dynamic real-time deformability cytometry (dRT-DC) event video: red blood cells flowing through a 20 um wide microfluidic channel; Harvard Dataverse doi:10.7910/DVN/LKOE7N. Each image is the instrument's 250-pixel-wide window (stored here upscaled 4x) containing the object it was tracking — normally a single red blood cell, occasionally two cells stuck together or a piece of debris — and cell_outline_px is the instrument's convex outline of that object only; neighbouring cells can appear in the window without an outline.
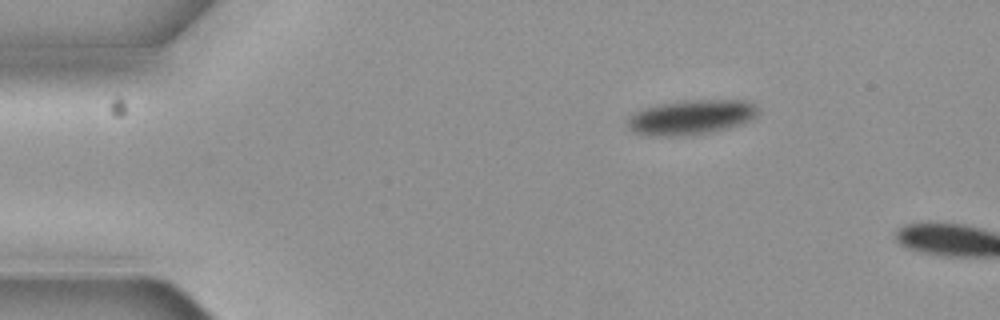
{"species": "common noctule bat (a hibernating species)", "species_latin": "Nyctalus noctula", "temperature_condition": "cold", "stored_images_in_passage": 2, "camera_frame_rate_fps": 3000, "um_per_image_px": 0.085, "animal": {"sex": "female", "body_mass_g": 19.3, "forearm_length_mm": 54.1}, "frame": {"image": 1, "passage_image": 1, "time_ms": 0.0, "image_size_px": [1000, 320], "cell_outline_px": [[760, 112], [752, 120], [740, 124], [724, 128], [700, 132], [632, 132], [628, 128], [628, 120], [636, 112], [644, 108], [664, 104], [696, 100], [748, 100], [756, 104], [760, 108]], "centroid_in_image_um": [58.93, 9.87], "position_along_channel_um": 26.1, "area_um2": 24.51}}